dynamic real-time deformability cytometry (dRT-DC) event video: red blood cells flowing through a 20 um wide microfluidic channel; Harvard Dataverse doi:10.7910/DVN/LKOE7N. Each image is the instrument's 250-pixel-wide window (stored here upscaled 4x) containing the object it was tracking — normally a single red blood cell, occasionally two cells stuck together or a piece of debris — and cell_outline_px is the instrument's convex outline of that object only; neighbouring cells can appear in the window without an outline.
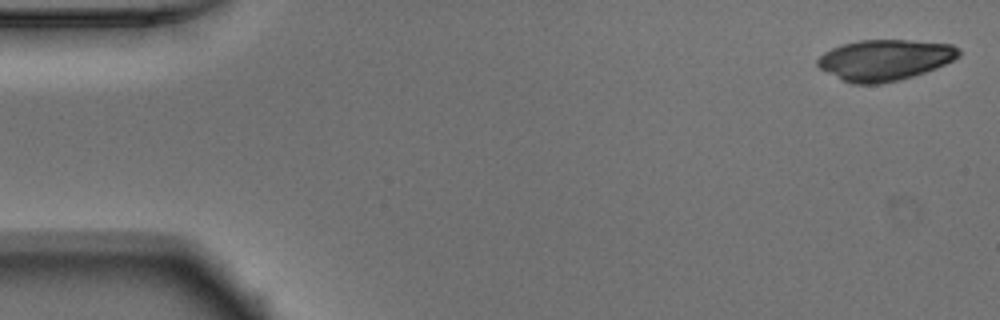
{"species": "Egyptian fruit bat (a non-hibernating species)", "species_latin": "Rousettus aegyptiacus", "temperature_condition": "warm", "stored_images_in_passage": 50, "camera_frame_rate_fps": 3000, "um_per_image_px": 0.085, "animal": {"sex": "male"}, "frame": {"image": 1, "passage_image": 1, "time_ms": 0.0, "image_size_px": [1000, 320], "cell_outline_px": [[960, 56], [936, 68], [900, 80], [880, 84], [852, 84], [840, 80], [820, 68], [816, 64], [816, 60], [824, 52], [832, 48], [844, 44], [860, 40], [908, 40], [952, 44], [960, 48]], "centroid_in_image_um": [75.2, 5.1], "position_along_channel_um": 9.8, "area_um2": 33.7}}